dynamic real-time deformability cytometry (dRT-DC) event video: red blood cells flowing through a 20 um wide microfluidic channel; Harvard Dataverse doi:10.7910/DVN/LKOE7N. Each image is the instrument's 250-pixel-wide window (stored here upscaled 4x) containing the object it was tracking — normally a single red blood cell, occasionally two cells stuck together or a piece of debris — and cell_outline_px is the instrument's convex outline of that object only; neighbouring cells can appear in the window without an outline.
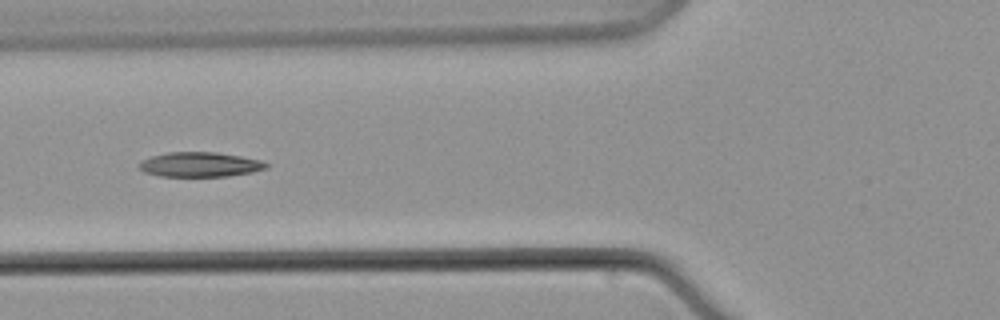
{"species": "common noctule bat (a hibernating species)", "species_latin": "Nyctalus noctula", "temperature_condition": "warm", "stored_images_in_passage": 9, "camera_frame_rate_fps": 3000, "um_per_image_px": 0.085, "animal": {"sex": "male", "body_mass_g": 21.5, "forearm_length_mm": 52.0}, "frame": {"image": 1, "passage_image": 9, "time_ms": 9.667, "image_size_px": [1000, 320], "cell_outline_px": [[268, 168], [252, 172], [228, 176], [160, 176], [144, 172], [140, 168], [140, 164], [144, 160], [152, 156], [168, 152], [216, 152], [240, 156], [260, 160], [268, 164]], "centroid_in_image_um": [17.03, 13.98], "position_along_channel_um": 108.8, "area_um2": 18.09}}